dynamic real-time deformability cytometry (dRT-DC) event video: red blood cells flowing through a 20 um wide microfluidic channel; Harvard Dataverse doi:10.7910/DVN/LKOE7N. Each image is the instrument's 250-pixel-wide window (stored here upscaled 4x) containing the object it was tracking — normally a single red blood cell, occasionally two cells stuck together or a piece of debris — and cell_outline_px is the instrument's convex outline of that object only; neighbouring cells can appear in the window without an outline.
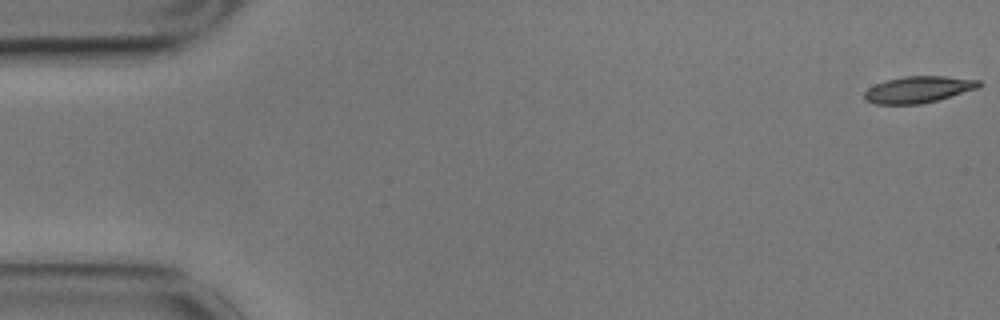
{"species": "common noctule bat (a hibernating species)", "species_latin": "Nyctalus noctula", "temperature_condition": "cold", "stored_images_in_passage": 16, "camera_frame_rate_fps": 3000, "um_per_image_px": 0.085, "animal": {"sex": "male", "body_mass_g": 17.9}, "frame": {"image": 1, "passage_image": 1, "time_ms": 0.0, "image_size_px": [1000, 320], "cell_outline_px": [[984, 84], [980, 88], [936, 100], [920, 104], [876, 104], [864, 100], [864, 92], [868, 88], [876, 84], [888, 80], [904, 76], [944, 76], [980, 80]], "centroid_in_image_um": [78.09, 7.61], "position_along_channel_um": 6.9, "area_um2": 17.74}}
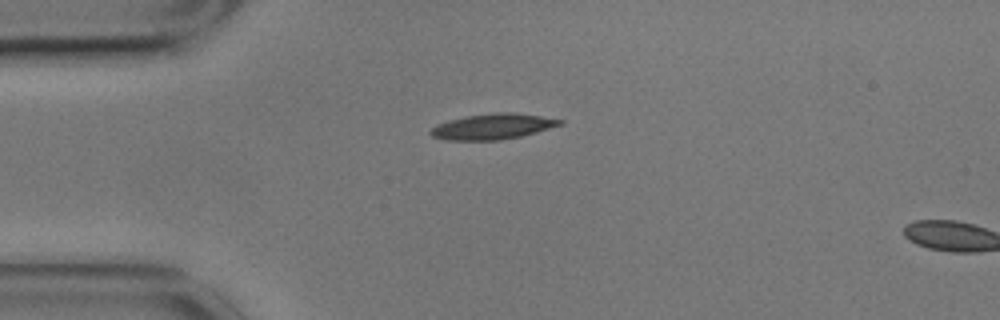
{"frame": {"image": 2, "passage_image": 14, "time_ms": 4.333, "image_size_px": [1000, 320], "cell_outline_px": [[564, 124], [536, 132], [520, 136], [500, 140], [448, 140], [432, 136], [428, 132], [436, 124], [448, 120], [468, 116], [496, 112], [512, 112], [540, 116], [564, 120]], "centroid_in_image_um": [41.88, 10.75], "position_along_channel_um": 43.1, "area_um2": 19.19}}